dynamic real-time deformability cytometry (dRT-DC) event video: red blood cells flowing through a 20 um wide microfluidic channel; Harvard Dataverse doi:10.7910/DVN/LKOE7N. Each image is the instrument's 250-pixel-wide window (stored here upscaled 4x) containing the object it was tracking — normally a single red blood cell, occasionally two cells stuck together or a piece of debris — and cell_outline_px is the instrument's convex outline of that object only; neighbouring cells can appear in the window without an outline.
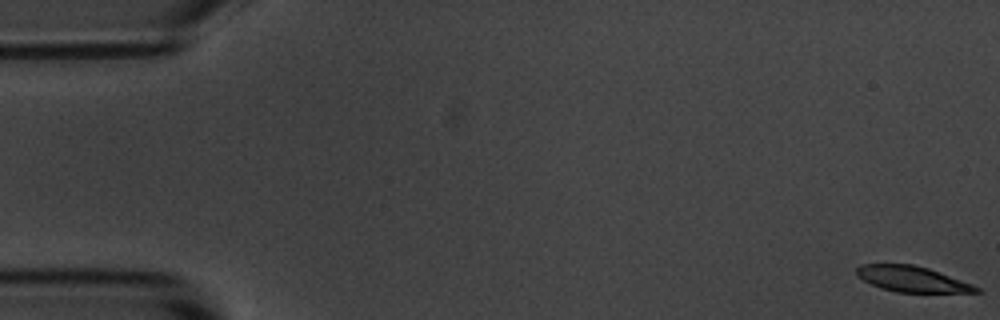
{"species": "common noctule bat (a hibernating species)", "species_latin": "Nyctalus noctula", "temperature_condition": "room temperature", "stored_images_in_passage": 55, "camera_frame_rate_fps": 3000, "um_per_image_px": 0.085, "animal": {"sex": "male", "body_mass_g": 20.1, "forearm_length_mm": 53.5}, "frame": {"image": 1, "passage_image": 1, "time_ms": 0.0, "image_size_px": [1000, 320], "cell_outline_px": [[984, 292], [896, 292], [880, 288], [856, 276], [856, 268], [860, 264], [912, 264], [928, 268], [972, 284], [980, 288]], "centroid_in_image_um": [77.5, 23.72], "position_along_channel_um": 7.5, "area_um2": 17.8}}
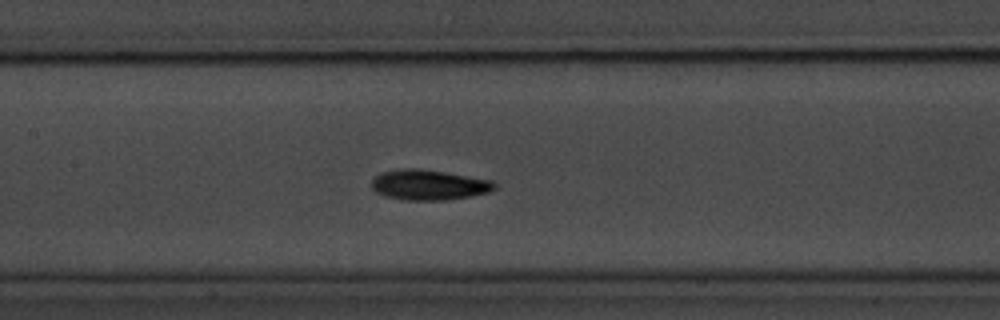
{"frame": {"image": 2, "passage_image": 26, "time_ms": 8.333, "image_size_px": [1000, 320], "cell_outline_px": [[496, 188], [488, 192], [472, 196], [444, 200], [400, 200], [384, 196], [376, 192], [372, 188], [372, 180], [380, 172], [404, 168], [416, 168], [444, 172], [492, 180], [496, 184]], "centroid_in_image_um": [36.43, 15.72], "position_along_channel_um": 171.0, "area_um2": 21.73}}
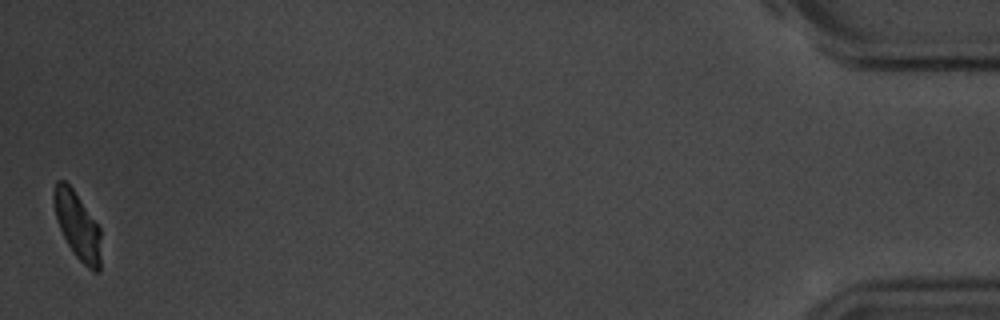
{"frame": {"image": 3, "passage_image": 55, "time_ms": 18.0, "image_size_px": [1000, 320], "cell_outline_px": [[100, 272], [96, 272], [88, 268], [76, 256], [68, 244], [56, 220], [52, 200], [52, 192], [56, 180], [64, 180], [72, 188], [100, 228]], "centroid_in_image_um": [6.55, 19.15], "position_along_channel_um": 428.6, "area_um2": 18.32}, "authors_computed_cell_mechanics": {"area_um2": 20.4034, "velocity_mm_per_s": 3.6308, "shape_relaxation_time_tau1_ms": 2.5754, "shape_relaxation_time_tau2_ms": 3.9501, "deformation_change_tau1": 0.1194, "deformation_change_tau2": 0.0929}}